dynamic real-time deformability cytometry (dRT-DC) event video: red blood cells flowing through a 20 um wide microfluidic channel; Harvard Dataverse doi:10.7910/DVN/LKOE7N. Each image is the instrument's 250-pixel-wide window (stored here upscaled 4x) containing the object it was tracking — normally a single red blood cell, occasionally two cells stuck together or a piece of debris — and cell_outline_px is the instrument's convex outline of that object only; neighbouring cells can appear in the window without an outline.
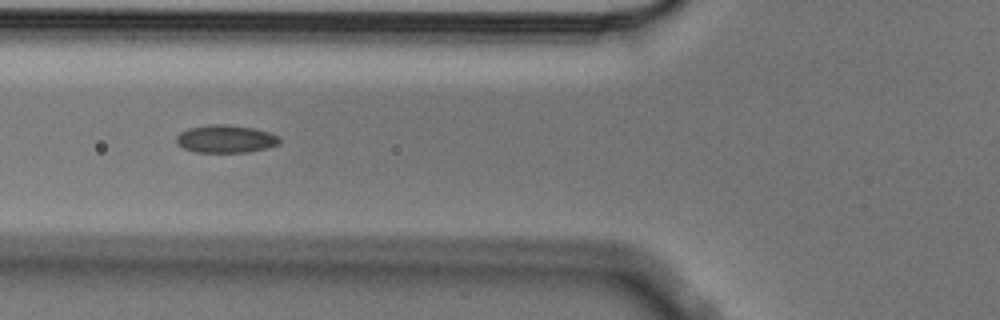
{"species": "Egyptian fruit bat (a non-hibernating species)", "species_latin": "Rousettus aegyptiacus", "temperature_condition": "cold", "stored_images_in_passage": 6, "camera_frame_rate_fps": 3000, "um_per_image_px": 0.085, "animal": {"sex": "male"}, "frame": {"image": 1, "passage_image": 5, "time_ms": 1.333, "image_size_px": [1000, 320], "cell_outline_px": [[280, 144], [264, 148], [244, 152], [196, 152], [184, 148], [176, 144], [176, 136], [180, 132], [188, 128], [208, 124], [228, 124], [256, 128], [280, 136]], "centroid_in_image_um": [19.17, 11.79], "position_along_channel_um": 106.6, "area_um2": 16.82}}
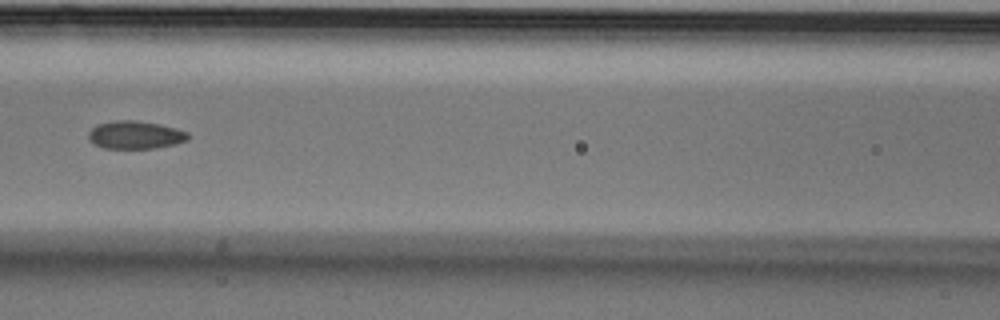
{"frame": {"image": 2, "passage_image": 6, "time_ms": 1.667, "image_size_px": [1000, 320], "cell_outline_px": [[188, 140], [176, 144], [156, 148], [104, 148], [88, 140], [88, 132], [96, 124], [116, 120], [136, 120], [160, 124], [176, 128], [188, 132]], "centroid_in_image_um": [11.5, 11.46], "position_along_channel_um": 155.1, "area_um2": 16.3}}